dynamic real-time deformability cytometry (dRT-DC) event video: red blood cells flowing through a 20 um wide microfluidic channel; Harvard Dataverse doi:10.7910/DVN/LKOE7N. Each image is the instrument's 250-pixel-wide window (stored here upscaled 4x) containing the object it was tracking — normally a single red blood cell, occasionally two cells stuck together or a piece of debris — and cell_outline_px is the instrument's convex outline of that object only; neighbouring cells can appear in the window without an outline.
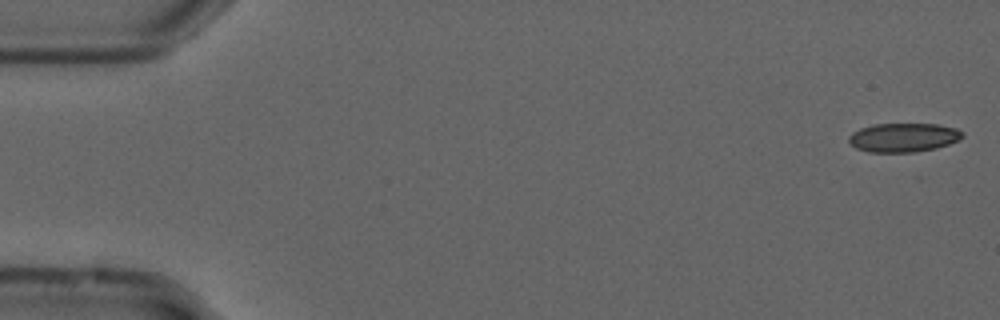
{"species": "common noctule bat (a hibernating species)", "species_latin": "Nyctalus noctula", "temperature_condition": "cold", "stored_images_in_passage": 16, "camera_frame_rate_fps": 3000, "um_per_image_px": 0.085, "animal": {"sex": "male", "forearm_length_mm": 52.5}, "frame": {"image": 1, "passage_image": 1, "time_ms": 0.0, "image_size_px": [1000, 320], "cell_outline_px": [[964, 136], [948, 144], [936, 148], [916, 152], [868, 152], [856, 148], [848, 140], [848, 136], [852, 132], [860, 128], [872, 124], [936, 124], [956, 128], [964, 132]], "centroid_in_image_um": [76.77, 11.68], "position_along_channel_um": 8.2, "area_um2": 19.19}}
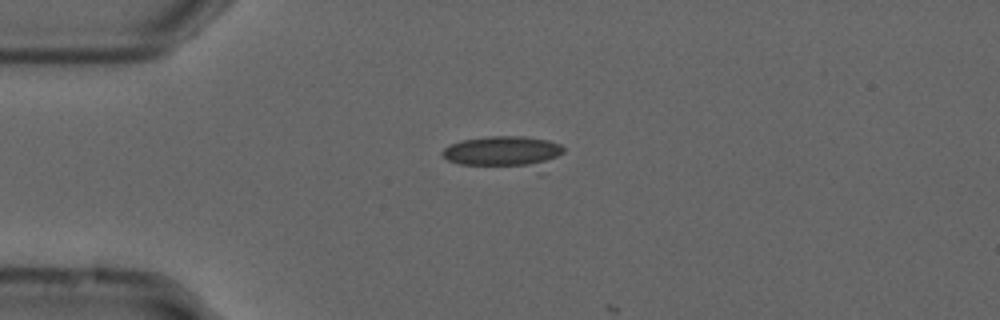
{"frame": {"image": 2, "passage_image": 13, "time_ms": 4.0, "image_size_px": [1000, 320], "cell_outline_px": [[564, 152], [536, 168], [532, 168], [460, 164], [448, 160], [440, 152], [448, 144], [460, 140], [488, 136], [524, 136], [548, 140], [560, 144], [564, 148]], "centroid_in_image_um": [42.75, 12.88], "position_along_channel_um": 42.3, "area_um2": 22.02}}